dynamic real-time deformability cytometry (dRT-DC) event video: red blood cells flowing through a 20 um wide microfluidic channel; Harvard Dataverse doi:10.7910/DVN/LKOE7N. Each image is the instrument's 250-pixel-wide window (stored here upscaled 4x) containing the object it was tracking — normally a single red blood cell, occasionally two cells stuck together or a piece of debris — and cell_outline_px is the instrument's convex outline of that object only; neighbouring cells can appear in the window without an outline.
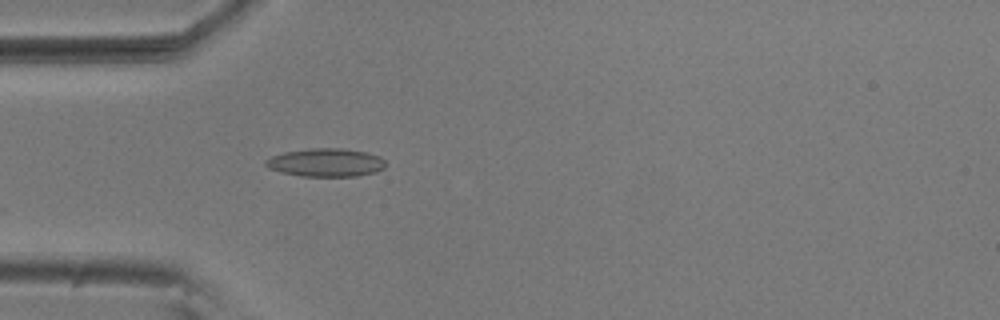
{"species": "common noctule bat (a hibernating species)", "species_latin": "Nyctalus noctula", "temperature_condition": "room temperature", "stored_images_in_passage": 14, "camera_frame_rate_fps": 3000, "um_per_image_px": 0.085, "animal": {"sex": "male", "body_mass_g": 20.5, "forearm_length_mm": 52.5}, "frame": {"image": 1, "passage_image": 10, "time_ms": 3.0, "image_size_px": [1000, 320], "cell_outline_px": [[384, 168], [376, 172], [356, 176], [300, 176], [280, 172], [268, 168], [264, 164], [264, 160], [272, 156], [284, 152], [308, 148], [340, 148], [364, 152], [380, 156], [384, 160]], "centroid_in_image_um": [27.66, 13.81], "position_along_channel_um": 57.3, "area_um2": 19.77}}
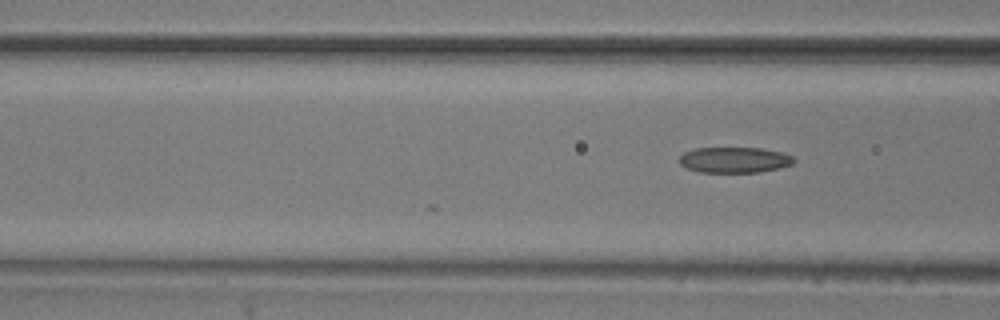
{"frame": {"image": 2, "passage_image": 14, "time_ms": 4.333, "image_size_px": [1000, 320], "cell_outline_px": [[796, 160], [792, 164], [780, 168], [756, 172], [700, 172], [688, 168], [680, 164], [676, 160], [684, 152], [692, 148], [760, 148], [780, 152], [792, 156]], "centroid_in_image_um": [62.39, 13.59], "position_along_channel_um": 104.2, "area_um2": 17.17}}